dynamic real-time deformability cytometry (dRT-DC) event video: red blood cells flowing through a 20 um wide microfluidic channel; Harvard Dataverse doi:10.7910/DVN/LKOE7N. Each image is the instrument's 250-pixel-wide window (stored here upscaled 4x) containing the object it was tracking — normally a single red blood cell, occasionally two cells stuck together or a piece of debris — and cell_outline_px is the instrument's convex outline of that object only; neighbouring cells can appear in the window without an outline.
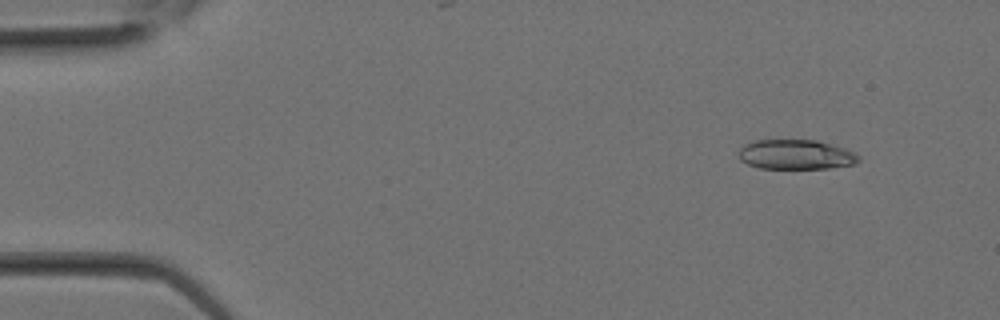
{"species": "Egyptian fruit bat (a non-hibernating species)", "species_latin": "Rousettus aegyptiacus", "temperature_condition": "room temperature", "stored_images_in_passage": 29, "camera_frame_rate_fps": 3000, "um_per_image_px": 0.085, "animal": {"sex": "female"}, "frame": {"image": 1, "passage_image": 3, "time_ms": 0.667, "image_size_px": [1000, 320], "cell_outline_px": [[860, 160], [856, 164], [828, 168], [760, 168], [748, 164], [740, 160], [740, 148], [744, 144], [756, 140], [816, 140], [844, 148], [860, 156]], "centroid_in_image_um": [67.66, 13.14], "position_along_channel_um": 17.3, "area_um2": 20.63}}
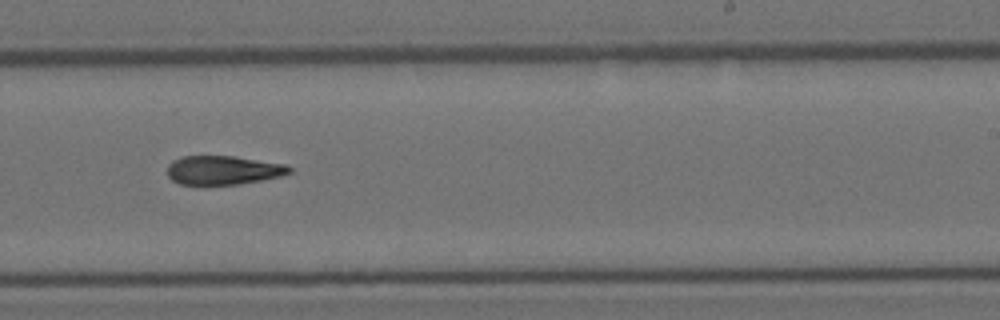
{"frame": {"image": 2, "passage_image": 18, "time_ms": 5.667, "image_size_px": [1000, 320], "cell_outline_px": [[292, 172], [280, 176], [260, 180], [236, 184], [180, 184], [172, 180], [168, 176], [168, 164], [172, 160], [180, 156], [236, 156], [284, 164], [292, 168]], "centroid_in_image_um": [18.95, 14.45], "position_along_channel_um": 270.1, "area_um2": 20.46}}
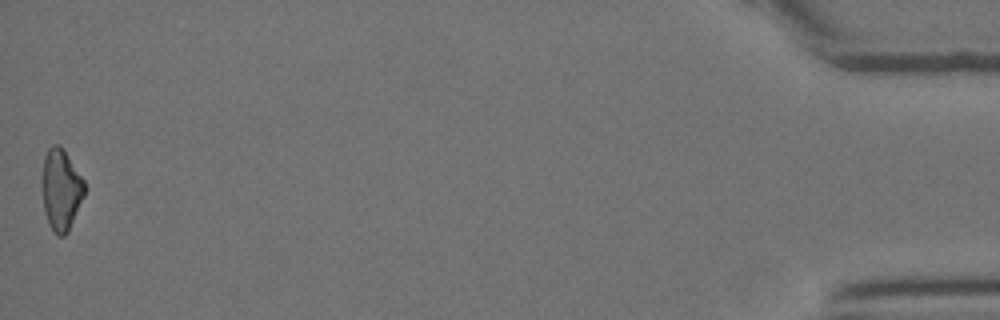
{"frame": {"image": 3, "passage_image": 29, "time_ms": 9.333, "image_size_px": [1000, 320], "cell_outline_px": [[84, 196], [68, 232], [64, 236], [56, 236], [48, 224], [44, 212], [40, 180], [44, 156], [48, 148], [52, 144], [60, 144], [64, 148], [84, 180]], "centroid_in_image_um": [5.15, 16.1], "position_along_channel_um": 430.1, "area_um2": 20.69}}